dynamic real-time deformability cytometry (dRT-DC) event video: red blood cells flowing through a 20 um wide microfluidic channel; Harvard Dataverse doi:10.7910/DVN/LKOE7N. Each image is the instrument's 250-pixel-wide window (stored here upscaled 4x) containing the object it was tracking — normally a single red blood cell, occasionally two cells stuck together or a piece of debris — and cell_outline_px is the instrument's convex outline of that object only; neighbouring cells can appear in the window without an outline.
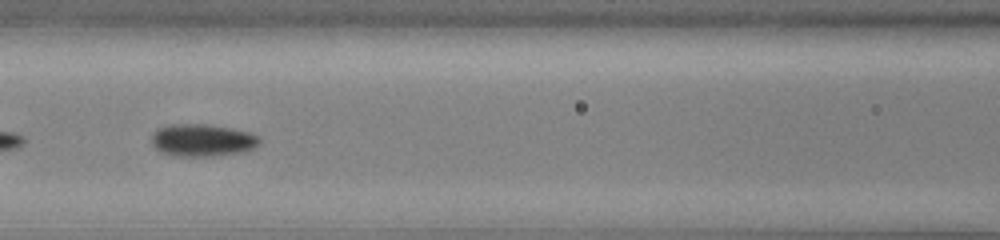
{"species": "common noctule bat (a hibernating species)", "species_latin": "Nyctalus noctula", "temperature_condition": "cold", "stored_images_in_passage": 47, "camera_frame_rate_fps": 3000, "um_per_image_px": 0.085, "animal": {"sex": "male", "body_mass_g": 13.0, "forearm_length_mm": 53.1}, "frame": {"image": 1, "passage_image": 18, "time_ms": 5.667, "image_size_px": [1000, 240], "cell_outline_px": [[260, 144], [244, 152], [212, 156], [176, 156], [160, 152], [152, 144], [152, 132], [156, 128], [168, 124], [208, 124], [232, 128], [252, 132], [260, 136]], "centroid_in_image_um": [17.21, 11.9], "position_along_channel_um": 149.4, "area_um2": 20.75}}
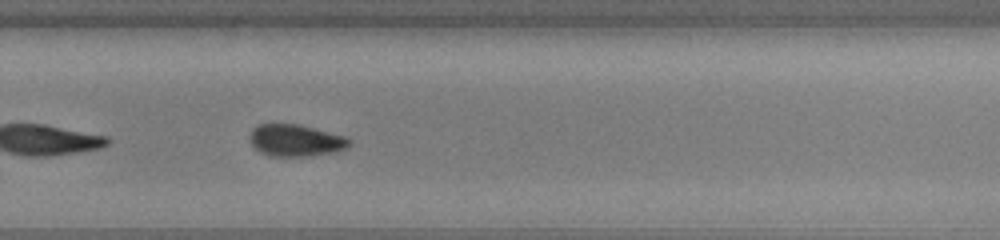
{"frame": {"image": 2, "passage_image": 30, "time_ms": 9.667, "image_size_px": [1000, 240], "cell_outline_px": [[352, 144], [336, 152], [304, 156], [272, 156], [260, 152], [248, 140], [248, 136], [252, 128], [256, 124], [300, 124], [348, 136], [352, 140]], "centroid_in_image_um": [25.14, 11.91], "position_along_channel_um": 304.7, "area_um2": 18.84}}
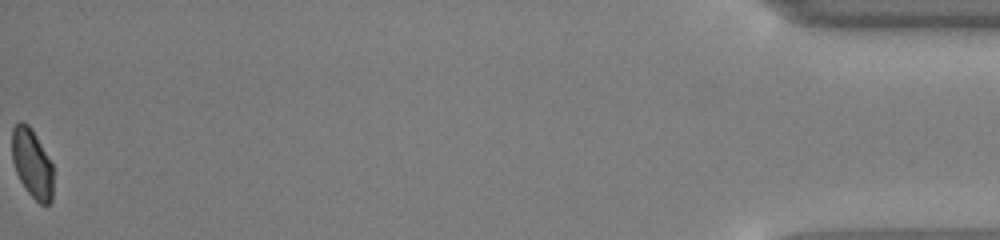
{"frame": {"image": 3, "passage_image": 47, "time_ms": 15.333, "image_size_px": [1000, 240], "cell_outline_px": [[52, 200], [48, 204], [40, 204], [28, 192], [20, 180], [16, 172], [12, 160], [12, 128], [20, 120], [24, 120], [32, 128], [52, 164]], "centroid_in_image_um": [2.71, 13.85], "position_along_channel_um": 432.5, "area_um2": 16.53}, "authors_computed_cell_mechanics": {"area_um2": 19.2474, "velocity_mm_per_s": 3.8984, "shape_relaxation_time_tau1_ms": 1.578, "shape_relaxation_time_tau2_ms": 2.549, "deformation_change_tau1": 0.0553, "deformation_change_tau2": 0.0625}}